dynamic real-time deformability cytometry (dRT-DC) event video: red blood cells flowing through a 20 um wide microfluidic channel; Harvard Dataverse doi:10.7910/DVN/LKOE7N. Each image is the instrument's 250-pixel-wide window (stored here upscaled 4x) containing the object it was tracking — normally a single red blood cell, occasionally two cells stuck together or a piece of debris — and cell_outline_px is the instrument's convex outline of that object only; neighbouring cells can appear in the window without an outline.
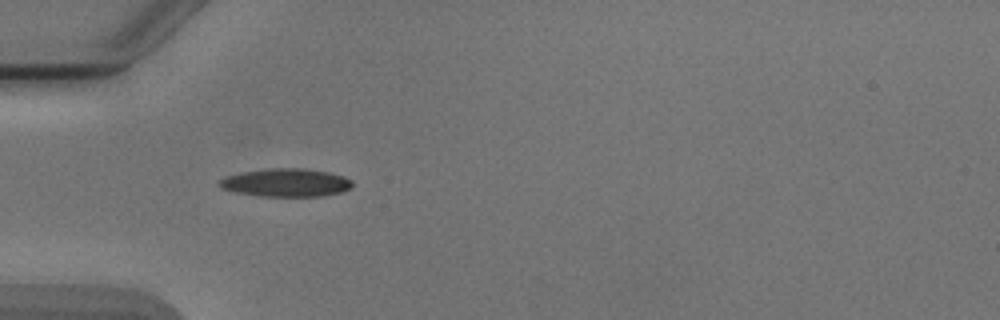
{"species": "Egyptian fruit bat (a non-hibernating species)", "species_latin": "Rousettus aegyptiacus", "temperature_condition": "cold", "stored_images_in_passage": 5, "camera_frame_rate_fps": 3000, "um_per_image_px": 0.085, "animal": {"sex": "male"}, "frame": {"image": 1, "passage_image": 4, "time_ms": 4.667, "image_size_px": [1000, 320], "cell_outline_px": [[352, 188], [340, 192], [320, 196], [260, 196], [236, 192], [220, 188], [216, 184], [224, 176], [244, 172], [272, 168], [304, 168], [328, 172], [352, 180]], "centroid_in_image_um": [24.27, 15.52], "position_along_channel_um": 60.7, "area_um2": 21.68}}
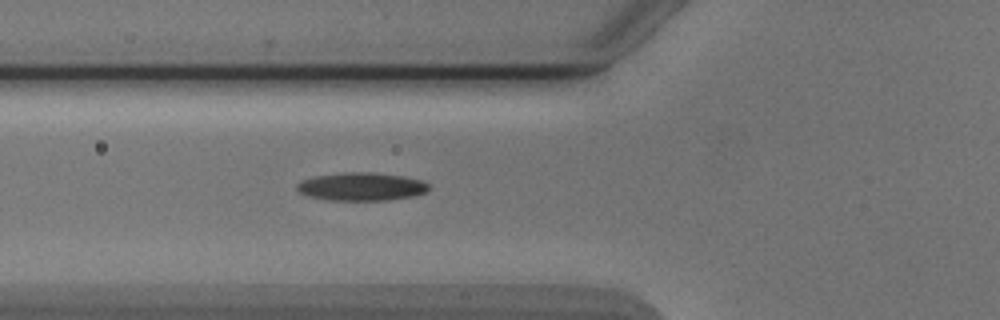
{"frame": {"image": 2, "passage_image": 5, "time_ms": 5.667, "image_size_px": [1000, 320], "cell_outline_px": [[428, 192], [416, 196], [388, 200], [328, 200], [308, 196], [300, 192], [296, 188], [296, 184], [300, 180], [316, 176], [344, 172], [372, 172], [404, 176], [424, 180], [428, 184]], "centroid_in_image_um": [30.75, 15.86], "position_along_channel_um": 95.0, "area_um2": 21.85}}